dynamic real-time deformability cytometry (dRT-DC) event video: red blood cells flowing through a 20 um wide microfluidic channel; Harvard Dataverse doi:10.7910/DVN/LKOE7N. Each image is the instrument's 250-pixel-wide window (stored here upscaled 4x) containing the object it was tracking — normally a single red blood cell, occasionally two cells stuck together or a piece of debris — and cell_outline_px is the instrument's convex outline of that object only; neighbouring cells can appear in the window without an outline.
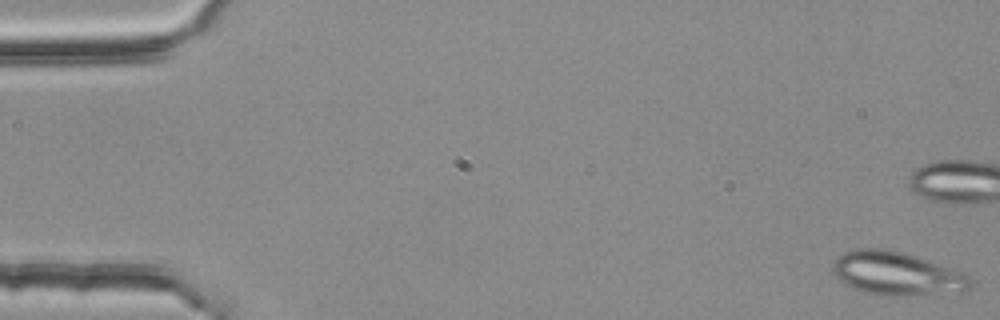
{"species": "common noctule bat (a hibernating species)", "species_latin": "Nyctalus noctula", "temperature_condition": "room temperature", "stored_images_in_passage": 53, "segment_of_instrument_passage": [1, 2], "camera_frame_rate_fps": 3000, "um_per_image_px": 0.085, "animal": {"sex": "female", "body_mass_g": 25.1}, "frame": {"image": 1, "passage_image": 1, "time_ms": 0.0, "image_size_px": [1000, 320], "cell_outline_px": [[972, 288], [964, 292], [904, 296], [888, 296], [864, 292], [852, 288], [844, 284], [832, 272], [832, 260], [836, 256], [844, 252], [856, 248], [880, 248], [904, 252], [916, 256], [968, 276], [972, 280]], "centroid_in_image_um": [76.17, 23.26], "position_along_channel_um": 8.8, "area_um2": 35.03}}